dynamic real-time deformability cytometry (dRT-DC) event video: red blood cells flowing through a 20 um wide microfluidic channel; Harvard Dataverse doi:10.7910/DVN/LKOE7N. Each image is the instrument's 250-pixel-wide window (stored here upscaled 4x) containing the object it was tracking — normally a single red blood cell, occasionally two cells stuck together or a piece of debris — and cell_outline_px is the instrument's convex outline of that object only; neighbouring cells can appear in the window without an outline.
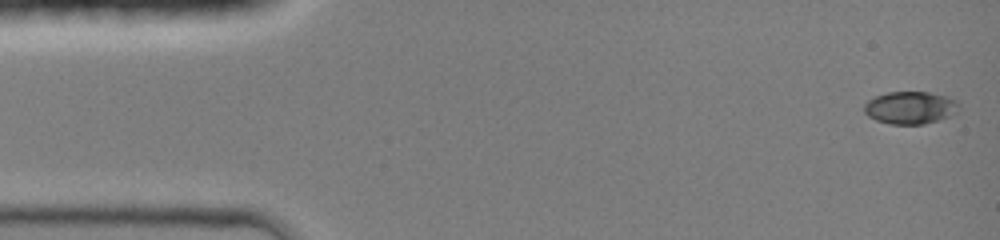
{"species": "common noctule bat (a hibernating species)", "species_latin": "Nyctalus noctula", "temperature_condition": "room temperature", "stored_images_in_passage": 45, "camera_frame_rate_fps": 3000, "um_per_image_px": 0.085, "animal": {"sex": "female", "body_mass_g": 19.0, "forearm_length_mm": 51.5}, "frame": {"image": 1, "passage_image": 1, "time_ms": 0.0, "image_size_px": [1000, 240], "cell_outline_px": [[960, 104], [956, 112], [948, 116], [924, 124], [888, 124], [876, 120], [868, 116], [864, 112], [864, 104], [868, 100], [876, 96], [888, 92], [928, 92], [948, 96], [956, 100]], "centroid_in_image_um": [77.36, 9.15], "position_along_channel_um": 7.6, "area_um2": 17.92}}
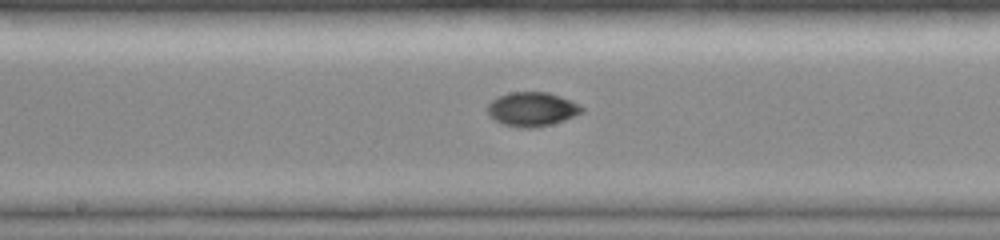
{"frame": {"image": 2, "passage_image": 23, "time_ms": 7.333, "image_size_px": [1000, 240], "cell_outline_px": [[584, 112], [564, 120], [552, 124], [532, 128], [520, 128], [504, 124], [488, 116], [488, 104], [492, 100], [500, 96], [512, 92], [548, 92], [560, 96], [580, 104], [584, 108]], "centroid_in_image_um": [45.25, 9.28], "position_along_channel_um": 203.0, "area_um2": 18.73}}
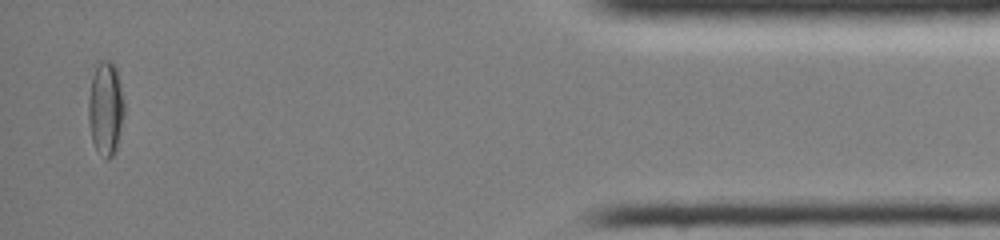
{"frame": {"image": 3, "passage_image": 43, "time_ms": 14.0, "image_size_px": [1000, 240], "cell_outline_px": [[124, 112], [116, 152], [108, 160], [104, 160], [96, 148], [92, 140], [88, 120], [88, 100], [92, 76], [96, 64], [100, 60], [112, 60], [116, 64], [124, 104]], "centroid_in_image_um": [8.98, 9.2], "position_along_channel_um": 426.2, "area_um2": 19.88}, "authors_computed_cell_mechanics": {"area_um2": 17.918, "velocity_mm_per_s": 4.2662, "shape_relaxation_time_tau1_ms": 6.3944, "shape_relaxation_time_tau2_ms": 4.9852, "deformation_change_tau1": 0.1863, "deformation_change_tau2": 0.0575}}